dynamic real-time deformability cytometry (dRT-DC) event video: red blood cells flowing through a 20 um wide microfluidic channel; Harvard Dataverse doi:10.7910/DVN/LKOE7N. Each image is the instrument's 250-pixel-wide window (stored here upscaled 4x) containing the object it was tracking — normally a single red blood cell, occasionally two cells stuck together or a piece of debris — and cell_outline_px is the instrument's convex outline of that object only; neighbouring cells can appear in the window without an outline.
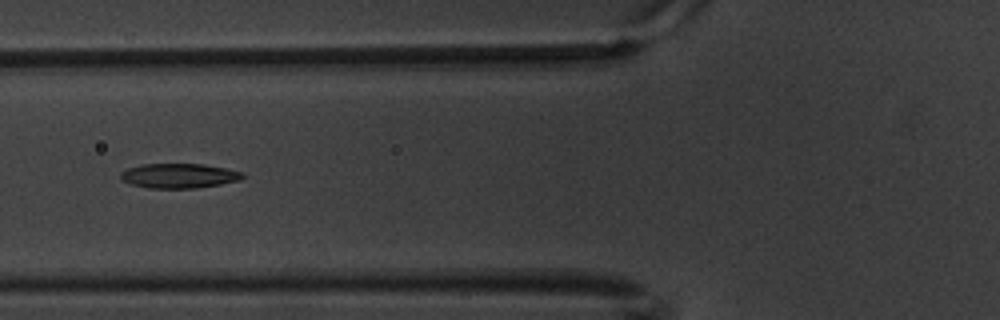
{"species": "common noctule bat (a hibernating species)", "species_latin": "Nyctalus noctula", "temperature_condition": "warm", "stored_images_in_passage": 10, "camera_frame_rate_fps": 3000, "um_per_image_px": 0.085, "animal": {"sex": "male", "body_mass_g": 20.1, "forearm_length_mm": 53.5}, "frame": {"image": 1, "passage_image": 7, "time_ms": 2.0, "image_size_px": [1000, 320], "cell_outline_px": [[244, 176], [240, 180], [220, 184], [196, 188], [148, 188], [132, 184], [120, 180], [120, 172], [128, 168], [140, 164], [204, 164], [244, 172]], "centroid_in_image_um": [15.19, 14.94], "position_along_channel_um": 110.6, "area_um2": 17.57}}
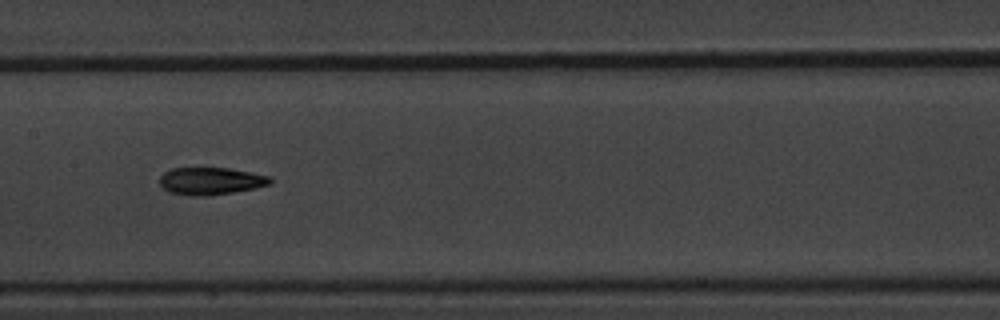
{"frame": {"image": 2, "passage_image": 9, "time_ms": 2.667, "image_size_px": [1000, 320], "cell_outline_px": [[272, 184], [256, 188], [232, 192], [204, 196], [192, 196], [168, 192], [160, 184], [160, 176], [164, 172], [172, 168], [228, 168], [272, 176]], "centroid_in_image_um": [17.93, 15.38], "position_along_channel_um": 189.5, "area_um2": 17.69}}
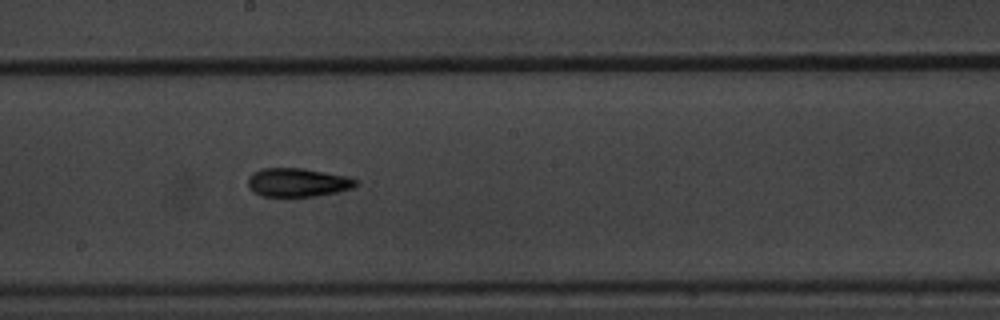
{"frame": {"image": 3, "passage_image": 10, "time_ms": 3.0, "image_size_px": [1000, 320], "cell_outline_px": [[360, 184], [352, 188], [336, 192], [316, 196], [284, 200], [264, 196], [252, 192], [248, 188], [248, 180], [252, 172], [260, 168], [304, 168], [344, 176], [356, 180]], "centroid_in_image_um": [25.23, 15.55], "position_along_channel_um": 223.0, "area_um2": 18.73}}